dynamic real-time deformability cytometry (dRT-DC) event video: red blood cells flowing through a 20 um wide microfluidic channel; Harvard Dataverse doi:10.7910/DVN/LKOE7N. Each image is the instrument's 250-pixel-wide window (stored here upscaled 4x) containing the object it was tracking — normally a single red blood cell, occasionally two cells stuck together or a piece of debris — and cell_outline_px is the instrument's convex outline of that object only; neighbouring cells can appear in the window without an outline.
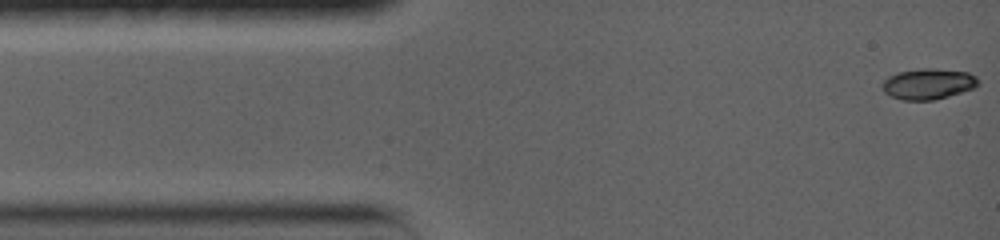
{"species": "common noctule bat (a hibernating species)", "species_latin": "Nyctalus noctula", "temperature_condition": "warm", "stored_images_in_passage": 71, "camera_frame_rate_fps": 5000, "um_per_image_px": 0.085, "animal": {"sex": "female", "body_mass_g": 19.0, "forearm_length_mm": 56.7}, "frame": {"image": 1, "passage_image": 1, "time_ms": 0.0, "image_size_px": [1000, 240], "cell_outline_px": [[980, 84], [972, 88], [948, 96], [932, 100], [900, 100], [884, 92], [884, 80], [888, 76], [896, 72], [924, 68], [932, 68], [968, 72], [976, 76], [980, 80]], "centroid_in_image_um": [78.91, 7.12], "position_along_channel_um": 6.1, "area_um2": 17.11}}
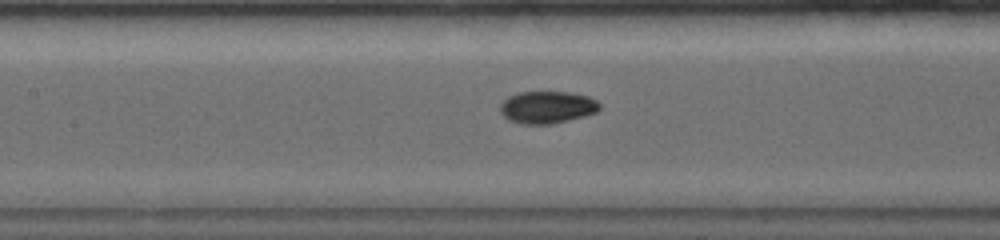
{"frame": {"image": 2, "passage_image": 32, "time_ms": 6.4, "image_size_px": [1000, 240], "cell_outline_px": [[600, 108], [596, 112], [584, 116], [568, 120], [548, 124], [520, 124], [508, 120], [500, 112], [500, 104], [508, 96], [520, 92], [568, 92], [588, 96], [596, 100], [600, 104]], "centroid_in_image_um": [46.49, 9.11], "position_along_channel_um": 160.9, "area_um2": 18.67}}
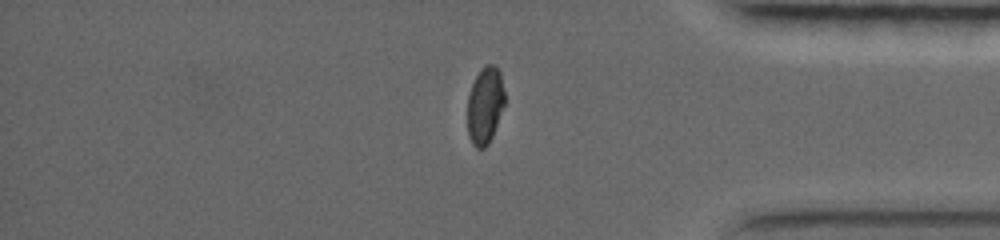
{"frame": {"image": 3, "passage_image": 62, "time_ms": 13.2, "image_size_px": [1000, 240], "cell_outline_px": [[504, 104], [492, 136], [488, 144], [484, 148], [476, 148], [472, 144], [468, 136], [468, 96], [472, 84], [476, 76], [488, 64], [492, 64], [500, 72], [504, 92]], "centroid_in_image_um": [41.21, 8.99], "position_along_channel_um": 394.0, "area_um2": 16.36}}